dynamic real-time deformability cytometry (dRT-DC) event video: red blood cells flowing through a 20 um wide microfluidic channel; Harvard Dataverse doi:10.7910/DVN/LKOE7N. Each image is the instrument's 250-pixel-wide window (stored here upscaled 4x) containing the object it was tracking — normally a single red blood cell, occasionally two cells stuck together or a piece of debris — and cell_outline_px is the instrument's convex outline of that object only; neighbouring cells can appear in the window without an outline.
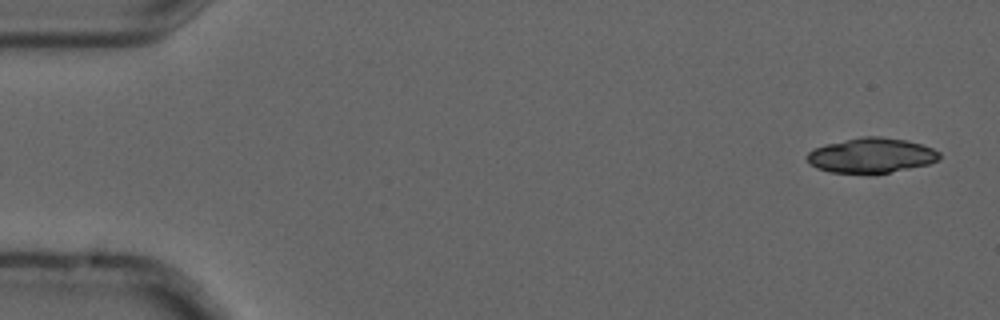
{"species": "common noctule bat (a hibernating species)", "species_latin": "Nyctalus noctula", "temperature_condition": "cold", "stored_images_in_passage": 4, "camera_frame_rate_fps": 3000, "um_per_image_px": 0.085, "animal": {"sex": "male", "forearm_length_mm": 52.5}, "frame": {"image": 1, "passage_image": 1, "time_ms": 0.0, "image_size_px": [1000, 320], "cell_outline_px": [[940, 160], [928, 164], [876, 176], [868, 176], [832, 172], [816, 168], [808, 160], [808, 152], [824, 144], [864, 136], [880, 136], [904, 140], [920, 144], [932, 148], [940, 152]], "centroid_in_image_um": [74.08, 13.25], "position_along_channel_um": 10.9, "area_um2": 27.51}}
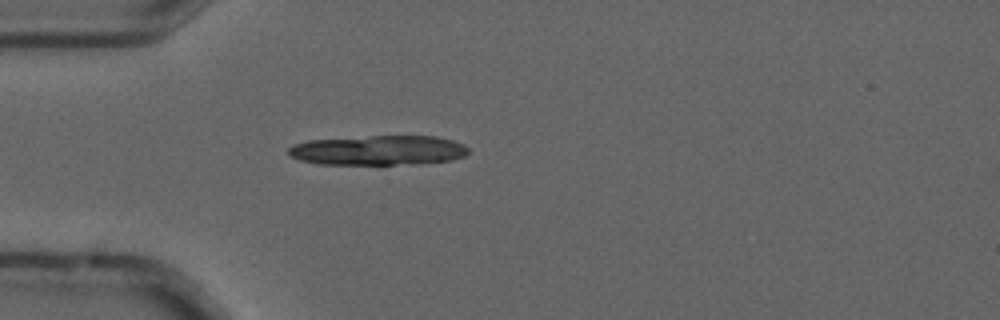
{"frame": {"image": 2, "passage_image": 4, "time_ms": 1.0, "image_size_px": [1000, 320], "cell_outline_px": [[468, 152], [464, 156], [452, 160], [392, 164], [316, 164], [300, 160], [288, 156], [288, 148], [292, 144], [308, 140], [372, 136], [436, 136], [452, 140], [464, 144], [468, 148]], "centroid_in_image_um": [32.1, 12.76], "position_along_channel_um": 52.9, "area_um2": 31.04}}